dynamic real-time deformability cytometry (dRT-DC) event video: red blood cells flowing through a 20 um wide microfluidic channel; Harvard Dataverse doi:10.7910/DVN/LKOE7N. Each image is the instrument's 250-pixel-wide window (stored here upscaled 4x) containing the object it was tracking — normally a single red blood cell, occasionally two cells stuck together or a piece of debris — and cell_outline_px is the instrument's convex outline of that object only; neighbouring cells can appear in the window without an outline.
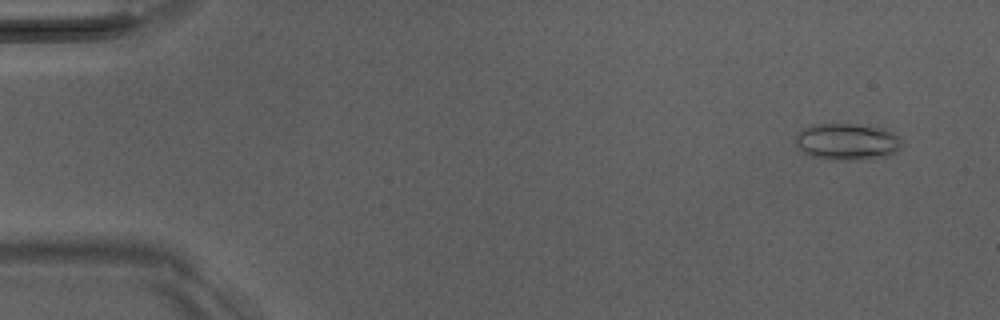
{"species": "Egyptian fruit bat (a non-hibernating species)", "species_latin": "Rousettus aegyptiacus", "temperature_condition": "room temperature", "stored_images_in_passage": 13, "camera_frame_rate_fps": 3000, "um_per_image_px": 0.085, "animal": {"sex": "male"}, "frame": {"image": 1, "passage_image": 3, "time_ms": 0.667, "image_size_px": [1000, 320], "cell_outline_px": [[900, 148], [896, 152], [888, 156], [860, 160], [824, 160], [812, 156], [804, 152], [796, 144], [796, 136], [804, 128], [812, 124], [852, 124], [884, 128], [900, 136]], "centroid_in_image_um": [72.02, 12.06], "position_along_channel_um": 13.0, "area_um2": 22.83}}